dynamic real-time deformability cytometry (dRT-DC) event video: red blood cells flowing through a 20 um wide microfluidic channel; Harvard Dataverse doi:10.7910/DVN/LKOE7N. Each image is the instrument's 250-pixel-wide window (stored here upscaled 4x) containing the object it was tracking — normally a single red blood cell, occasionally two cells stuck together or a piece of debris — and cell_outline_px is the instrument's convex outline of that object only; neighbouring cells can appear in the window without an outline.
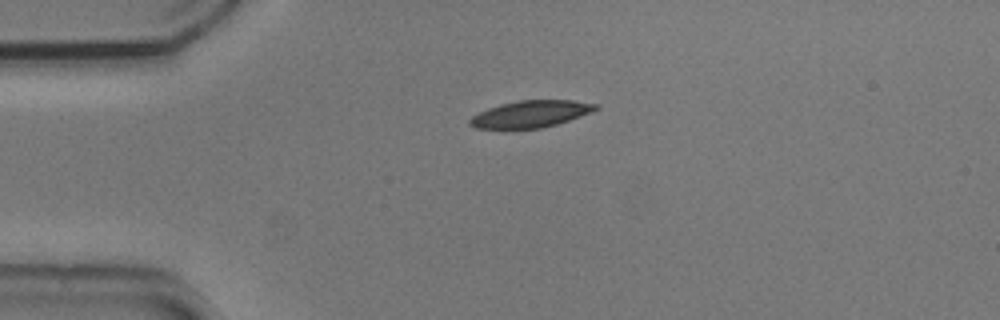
{"species": "common noctule bat (a hibernating species)", "species_latin": "Nyctalus noctula", "temperature_condition": "cold", "stored_images_in_passage": 26, "camera_frame_rate_fps": 3000, "um_per_image_px": 0.085, "animal": {"sex": "male", "body_mass_g": 20.5, "forearm_length_mm": 52.5}, "frame": {"image": 1, "passage_image": 1, "time_ms": 0.0, "image_size_px": [1000, 320], "cell_outline_px": [[600, 108], [580, 116], [556, 124], [540, 128], [476, 128], [468, 124], [468, 120], [472, 116], [488, 108], [500, 104], [520, 100], [572, 100], [600, 104]], "centroid_in_image_um": [45.12, 9.67], "position_along_channel_um": 39.9, "area_um2": 19.54}}
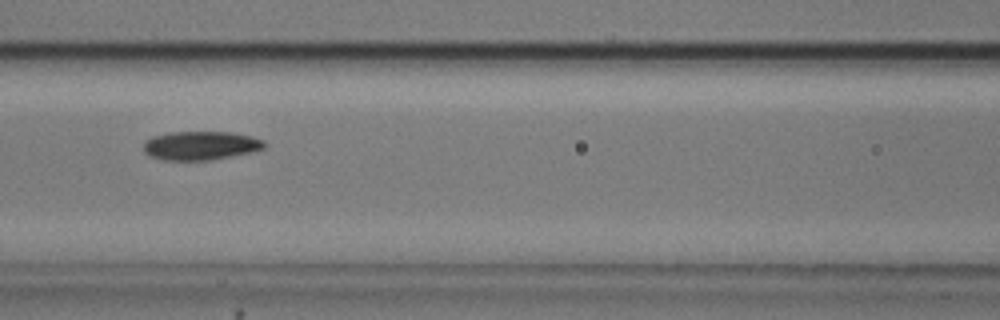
{"frame": {"image": 2, "passage_image": 12, "time_ms": 3.667, "image_size_px": [1000, 320], "cell_outline_px": [[268, 144], [264, 148], [252, 152], [212, 160], [164, 160], [148, 156], [144, 152], [144, 140], [152, 136], [172, 132], [228, 132], [252, 136], [264, 140]], "centroid_in_image_um": [17.06, 12.38], "position_along_channel_um": 149.5, "area_um2": 20.46}}
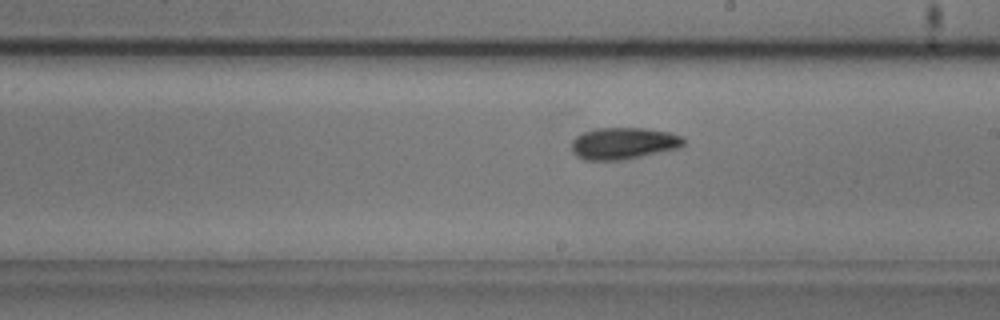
{"frame": {"image": 3, "passage_image": 19, "time_ms": 6.0, "image_size_px": [1000, 320], "cell_outline_px": [[684, 144], [680, 148], [624, 160], [584, 160], [576, 156], [572, 152], [572, 140], [576, 136], [584, 132], [596, 128], [644, 128], [668, 132], [684, 136]], "centroid_in_image_um": [53.0, 12.19], "position_along_channel_um": 236.0, "area_um2": 20.92}}